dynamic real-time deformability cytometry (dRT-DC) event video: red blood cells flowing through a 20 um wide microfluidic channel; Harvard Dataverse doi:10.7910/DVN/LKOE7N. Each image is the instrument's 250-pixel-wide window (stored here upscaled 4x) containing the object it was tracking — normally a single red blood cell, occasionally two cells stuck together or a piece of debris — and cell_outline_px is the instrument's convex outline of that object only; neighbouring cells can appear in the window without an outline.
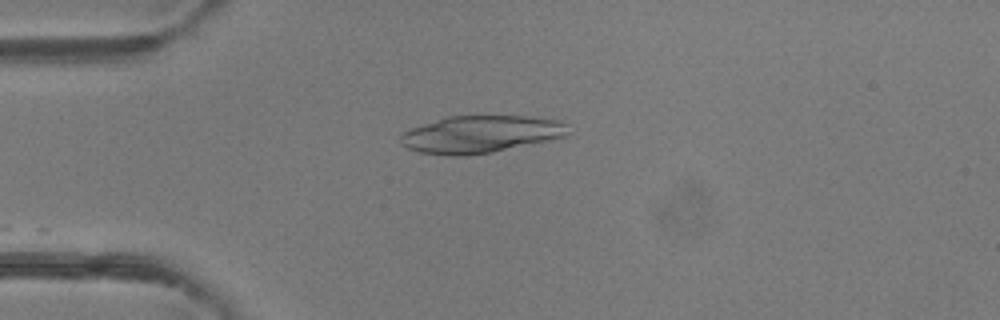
{"species": "common noctule bat (a hibernating species)", "species_latin": "Nyctalus noctula", "temperature_condition": "room temperature", "stored_images_in_passage": 11, "camera_frame_rate_fps": 3000, "um_per_image_px": 0.085, "animal": {"sex": "female"}, "frame": {"image": 1, "passage_image": 1, "time_ms": 0.0, "image_size_px": [1000, 320], "cell_outline_px": [[568, 124], [564, 136], [492, 152], [464, 156], [448, 156], [420, 152], [408, 148], [400, 144], [400, 132], [444, 116], [528, 116], [560, 120]], "centroid_in_image_um": [40.76, 11.4], "position_along_channel_um": 44.2, "area_um2": 36.3}}
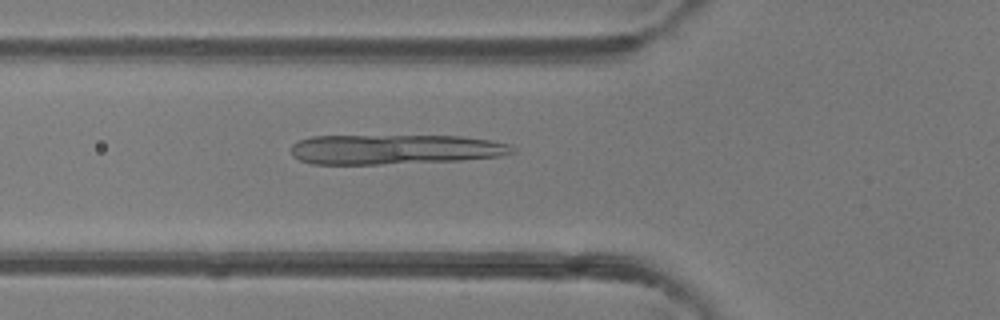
{"frame": {"image": 2, "passage_image": 6, "time_ms": 1.667, "image_size_px": [1000, 320], "cell_outline_px": [[516, 152], [500, 156], [464, 160], [380, 164], [312, 164], [300, 160], [292, 156], [292, 144], [300, 140], [312, 136], [460, 136], [488, 140], [512, 144]], "centroid_in_image_um": [33.58, 12.7], "position_along_channel_um": 92.2, "area_um2": 38.55}}
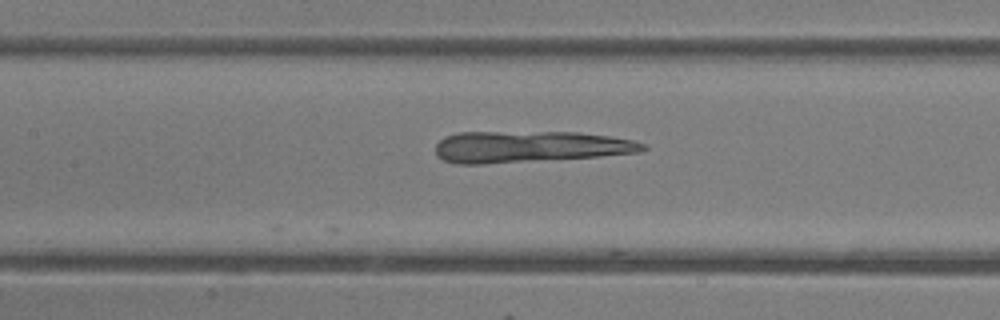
{"frame": {"image": 3, "passage_image": 11, "time_ms": 3.333, "image_size_px": [1000, 320], "cell_outline_px": [[648, 148], [640, 152], [600, 156], [484, 164], [456, 164], [444, 160], [436, 156], [436, 144], [444, 136], [460, 132], [580, 132], [612, 136], [632, 140], [648, 144]], "centroid_in_image_um": [45.03, 12.47], "position_along_channel_um": 162.4, "area_um2": 38.26}}